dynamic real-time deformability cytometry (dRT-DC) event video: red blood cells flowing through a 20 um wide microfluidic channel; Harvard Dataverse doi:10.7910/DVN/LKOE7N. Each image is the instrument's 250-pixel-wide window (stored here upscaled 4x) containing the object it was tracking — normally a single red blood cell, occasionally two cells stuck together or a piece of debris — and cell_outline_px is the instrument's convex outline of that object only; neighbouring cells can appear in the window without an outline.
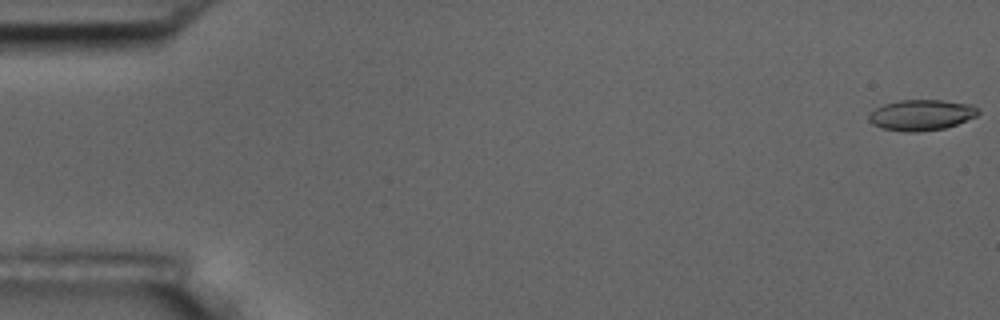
{"species": "common noctule bat (a hibernating species)", "species_latin": "Nyctalus noctula", "temperature_condition": "room temperature", "stored_images_in_passage": 7, "camera_frame_rate_fps": 3000, "um_per_image_px": 0.085, "animal": {"sex": "male", "body_mass_g": 17.5, "forearm_length_mm": 52.3}, "frame": {"image": 1, "passage_image": 1, "time_ms": 0.0, "image_size_px": [1000, 320], "cell_outline_px": [[980, 112], [976, 116], [956, 124], [944, 128], [920, 132], [904, 132], [880, 128], [872, 124], [868, 120], [868, 116], [876, 108], [884, 104], [900, 100], [940, 100], [972, 104], [980, 108]], "centroid_in_image_um": [78.32, 9.78], "position_along_channel_um": 6.7, "area_um2": 19.71}}
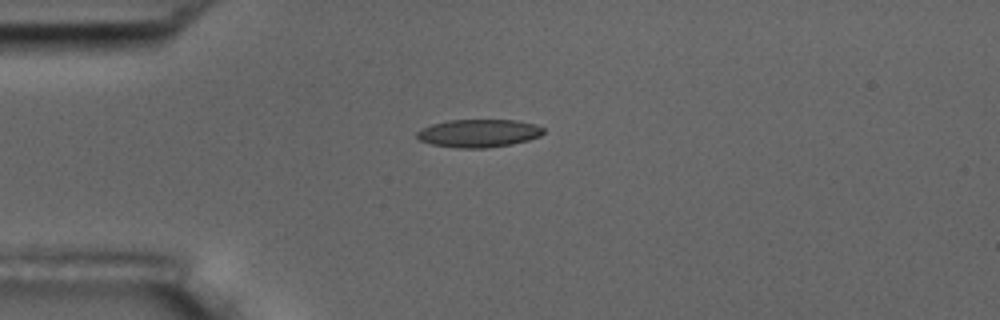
{"frame": {"image": 2, "passage_image": 5, "time_ms": 1.333, "image_size_px": [1000, 320], "cell_outline_px": [[544, 132], [540, 136], [528, 140], [512, 144], [484, 148], [460, 148], [432, 144], [420, 140], [416, 136], [416, 132], [432, 124], [448, 120], [516, 120], [536, 124], [544, 128]], "centroid_in_image_um": [40.72, 11.32], "position_along_channel_um": 44.3, "area_um2": 20.52}}